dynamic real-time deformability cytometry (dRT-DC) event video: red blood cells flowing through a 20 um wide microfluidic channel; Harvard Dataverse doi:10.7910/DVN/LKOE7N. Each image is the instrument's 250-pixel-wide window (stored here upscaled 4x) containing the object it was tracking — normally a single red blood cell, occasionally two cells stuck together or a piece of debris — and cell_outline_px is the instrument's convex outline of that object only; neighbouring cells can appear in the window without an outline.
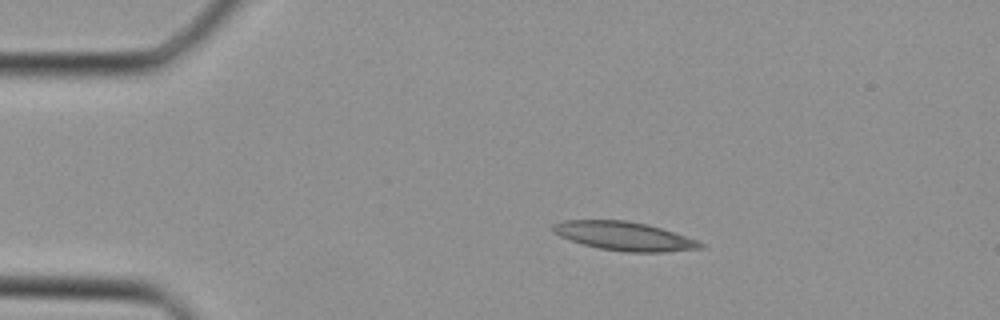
{"species": "Egyptian fruit bat (a non-hibernating species)", "species_latin": "Rousettus aegyptiacus", "temperature_condition": "cold", "stored_images_in_passage": 25, "camera_frame_rate_fps": 3000, "um_per_image_px": 0.085, "animal": {"sex": "female"}, "frame": {"image": 1, "passage_image": 1, "time_ms": 0.0, "image_size_px": [1000, 320], "cell_outline_px": [[704, 248], [664, 252], [628, 252], [600, 248], [584, 244], [560, 236], [552, 232], [552, 224], [564, 220], [628, 220], [648, 224], [696, 240], [704, 244]], "centroid_in_image_um": [53.04, 20.06], "position_along_channel_um": 32.0, "area_um2": 24.45}}
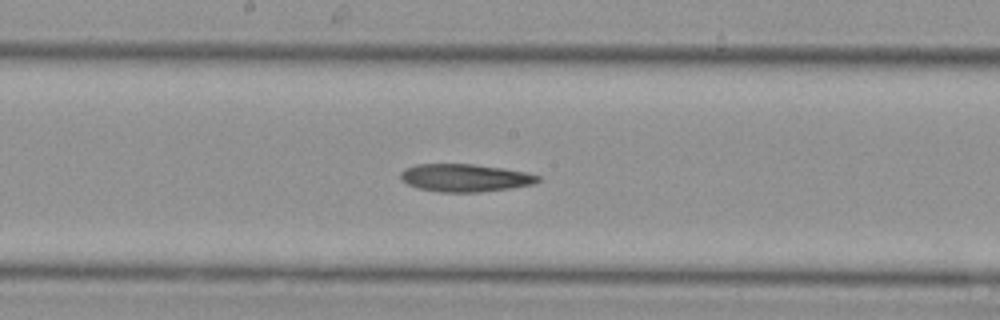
{"frame": {"image": 2, "passage_image": 14, "time_ms": 4.333, "image_size_px": [1000, 320], "cell_outline_px": [[540, 180], [532, 184], [512, 188], [480, 192], [440, 192], [420, 188], [408, 184], [400, 180], [400, 172], [404, 168], [416, 164], [472, 164], [504, 168], [528, 172], [540, 176]], "centroid_in_image_um": [39.52, 15.11], "position_along_channel_um": 208.7, "area_um2": 22.31}}
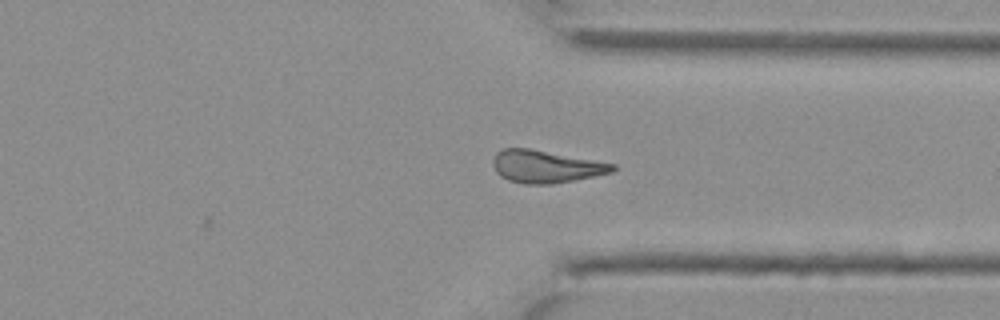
{"frame": {"image": 3, "passage_image": 23, "time_ms": 7.333, "image_size_px": [1000, 320], "cell_outline_px": [[616, 168], [612, 172], [576, 180], [552, 184], [524, 184], [508, 180], [500, 176], [496, 172], [496, 152], [504, 148], [528, 148], [616, 164]], "centroid_in_image_um": [46.43, 14.17], "position_along_channel_um": 365.0, "area_um2": 22.31}}